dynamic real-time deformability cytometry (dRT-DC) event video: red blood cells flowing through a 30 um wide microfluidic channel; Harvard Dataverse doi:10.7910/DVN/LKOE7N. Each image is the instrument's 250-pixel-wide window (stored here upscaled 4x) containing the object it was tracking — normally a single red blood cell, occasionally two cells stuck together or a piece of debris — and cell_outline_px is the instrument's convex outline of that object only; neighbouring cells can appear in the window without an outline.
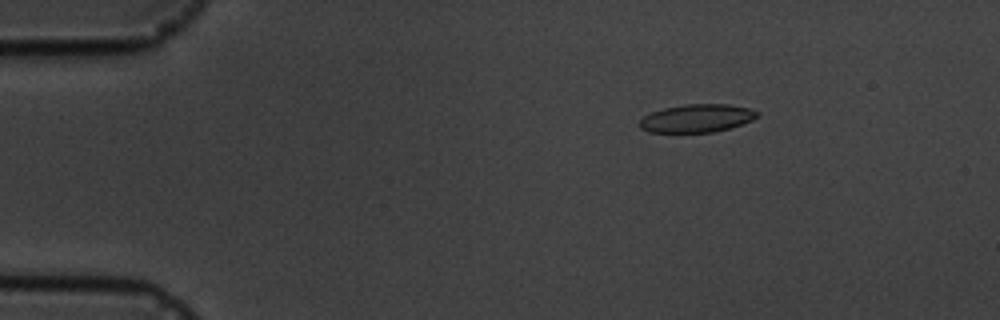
{"species": "common noctule bat (a hibernating species)", "species_latin": "Nyctalus noctula", "temperature_condition": "cold", "stored_images_in_passage": 5, "camera_frame_rate_fps": 3000, "um_per_image_px": 0.085, "animal": {"sex": "male", "body_mass_g": 19.5, "forearm_length_mm": 54.6}, "frame": {"image": 1, "passage_image": 3, "time_ms": 2.0, "image_size_px": [1000, 320], "cell_outline_px": [[760, 112], [752, 120], [728, 128], [712, 132], [648, 132], [640, 128], [640, 120], [644, 116], [652, 112], [664, 108], [684, 104], [728, 104], [752, 108]], "centroid_in_image_um": [59.24, 10.04], "position_along_channel_um": 25.8, "area_um2": 19.13}}